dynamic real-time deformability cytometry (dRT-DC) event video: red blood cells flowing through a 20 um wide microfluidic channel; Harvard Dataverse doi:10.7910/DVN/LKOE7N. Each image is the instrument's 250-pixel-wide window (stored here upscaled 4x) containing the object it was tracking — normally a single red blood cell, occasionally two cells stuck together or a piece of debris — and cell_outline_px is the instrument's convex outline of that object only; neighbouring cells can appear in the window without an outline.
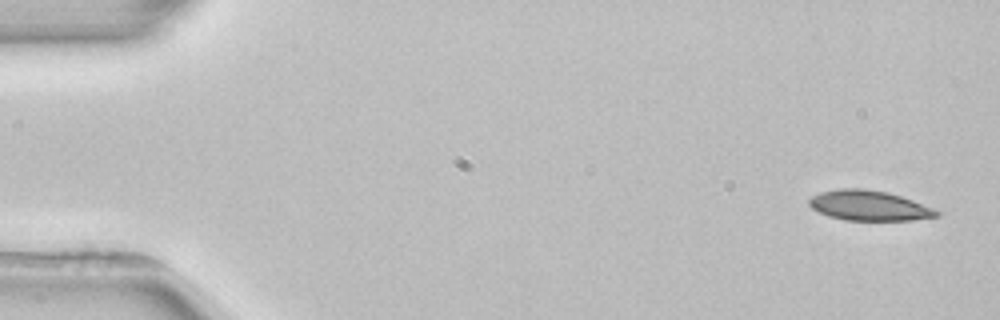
{"species": "common noctule bat (a hibernating species)", "species_latin": "Nyctalus noctula", "temperature_condition": "room temperature", "stored_images_in_passage": 4, "camera_frame_rate_fps": 3000, "um_per_image_px": 0.085, "animal": {"sex": "female", "body_mass_g": 22.7, "forearm_length_mm": 54.2}, "frame": {"image": 1, "passage_image": 1, "time_ms": 0.0, "image_size_px": [1000, 320], "cell_outline_px": [[940, 212], [936, 216], [912, 220], [844, 220], [828, 216], [812, 208], [808, 204], [808, 200], [812, 196], [820, 192], [840, 188], [864, 188], [888, 192], [936, 208]], "centroid_in_image_um": [73.86, 17.47], "position_along_channel_um": 11.1, "area_um2": 22.37}}
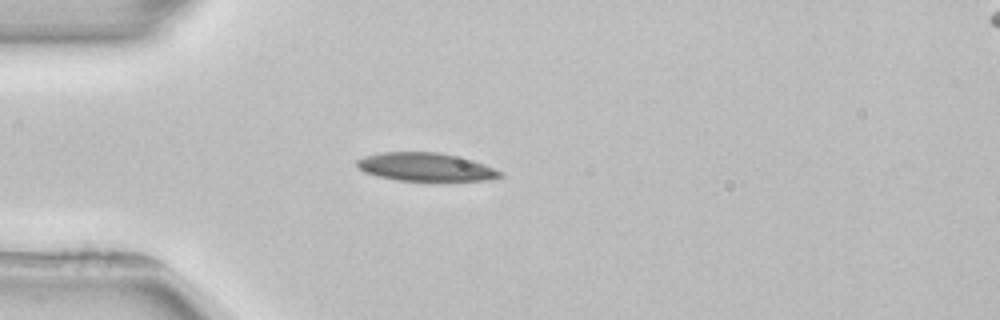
{"frame": {"image": 2, "passage_image": 4, "time_ms": 4.0, "image_size_px": [1000, 320], "cell_outline_px": [[504, 176], [488, 180], [396, 180], [376, 176], [364, 172], [356, 164], [356, 160], [364, 156], [384, 152], [436, 152], [456, 156], [472, 160], [484, 164], [504, 172]], "centroid_in_image_um": [36.18, 14.19], "position_along_channel_um": 48.8, "area_um2": 23.41}}